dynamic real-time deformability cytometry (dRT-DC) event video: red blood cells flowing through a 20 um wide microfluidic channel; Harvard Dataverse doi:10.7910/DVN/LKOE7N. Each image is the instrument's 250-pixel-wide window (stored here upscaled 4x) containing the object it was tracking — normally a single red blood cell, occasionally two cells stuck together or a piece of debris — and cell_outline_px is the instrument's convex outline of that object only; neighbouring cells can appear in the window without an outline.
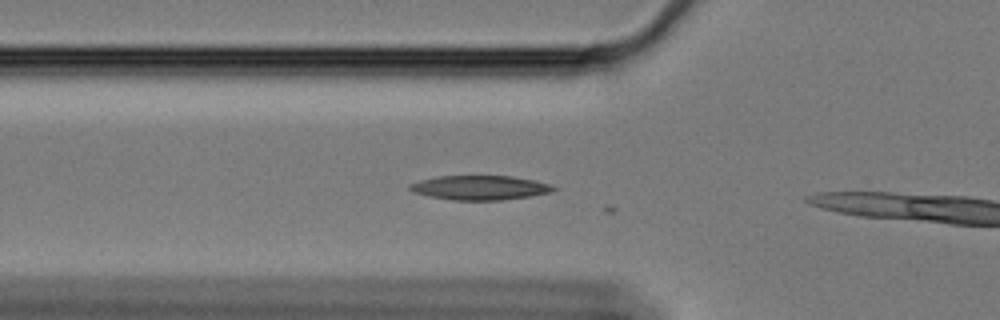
{"species": "Egyptian fruit bat (a non-hibernating species)", "species_latin": "Rousettus aegyptiacus", "temperature_condition": "cold", "stored_images_in_passage": 4, "camera_frame_rate_fps": 3000, "um_per_image_px": 0.085, "animal": {"sex": "female"}, "frame": {"image": 1, "passage_image": 2, "time_ms": 0.333, "image_size_px": [1000, 320], "cell_outline_px": [[560, 188], [552, 192], [532, 196], [500, 200], [452, 200], [428, 196], [412, 192], [408, 188], [408, 184], [420, 180], [436, 176], [512, 176], [536, 180], [552, 184]], "centroid_in_image_um": [40.83, 15.95], "position_along_channel_um": 85.0, "area_um2": 20.75}}